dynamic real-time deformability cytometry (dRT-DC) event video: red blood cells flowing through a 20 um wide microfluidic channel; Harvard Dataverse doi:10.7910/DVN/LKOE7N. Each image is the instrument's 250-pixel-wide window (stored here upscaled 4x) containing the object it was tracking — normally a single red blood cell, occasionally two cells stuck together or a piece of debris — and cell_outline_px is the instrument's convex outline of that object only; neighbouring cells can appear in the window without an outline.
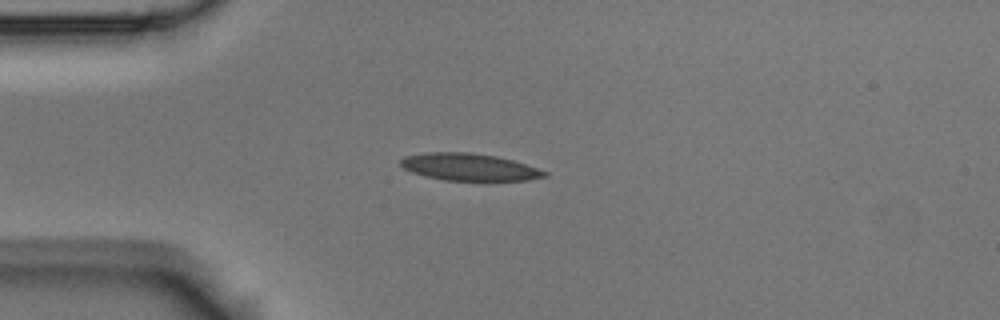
{"species": "Egyptian fruit bat (a non-hibernating species)", "species_latin": "Rousettus aegyptiacus", "temperature_condition": "room temperature", "stored_images_in_passage": 5, "camera_frame_rate_fps": 3000, "um_per_image_px": 0.085, "animal": {"sex": "male"}, "frame": {"image": 1, "passage_image": 3, "time_ms": 0.667, "image_size_px": [1000, 320], "cell_outline_px": [[548, 176], [528, 180], [444, 180], [424, 176], [412, 172], [404, 168], [400, 164], [400, 160], [404, 156], [424, 152], [468, 152], [496, 156], [512, 160], [548, 172]], "centroid_in_image_um": [39.84, 14.19], "position_along_channel_um": 45.2, "area_um2": 22.66}}
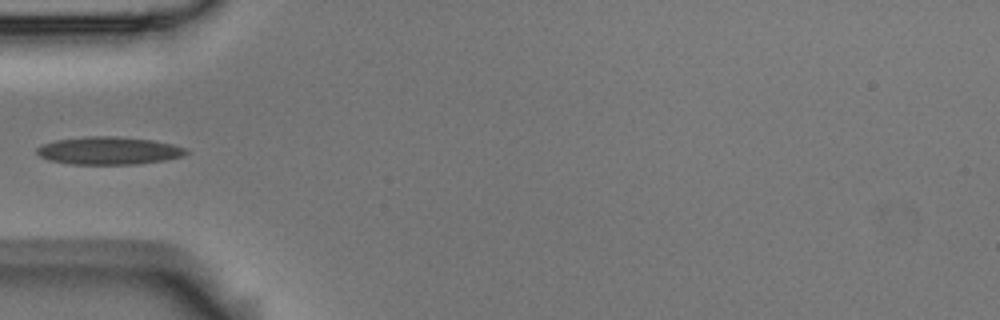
{"frame": {"image": 2, "passage_image": 4, "time_ms": 1.0, "image_size_px": [1000, 320], "cell_outline_px": [[188, 152], [184, 156], [164, 160], [136, 164], [72, 164], [48, 160], [40, 156], [36, 152], [36, 148], [40, 144], [56, 140], [88, 136], [116, 136], [152, 140], [172, 144], [188, 148]], "centroid_in_image_um": [9.24, 12.8], "position_along_channel_um": 75.8, "area_um2": 24.22}}
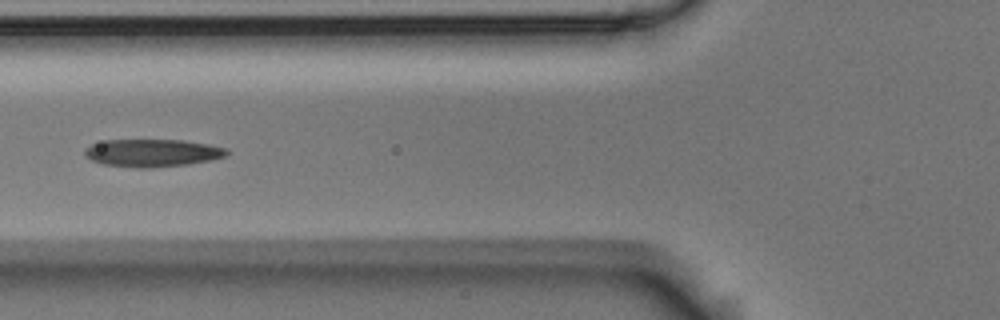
{"frame": {"image": 3, "passage_image": 5, "time_ms": 1.333, "image_size_px": [1000, 320], "cell_outline_px": [[228, 152], [224, 156], [212, 160], [188, 164], [148, 168], [136, 168], [104, 164], [92, 160], [84, 156], [84, 148], [92, 144], [108, 140], [184, 140], [208, 144], [228, 148]], "centroid_in_image_um": [12.95, 13.0], "position_along_channel_um": 112.9, "area_um2": 22.89}}